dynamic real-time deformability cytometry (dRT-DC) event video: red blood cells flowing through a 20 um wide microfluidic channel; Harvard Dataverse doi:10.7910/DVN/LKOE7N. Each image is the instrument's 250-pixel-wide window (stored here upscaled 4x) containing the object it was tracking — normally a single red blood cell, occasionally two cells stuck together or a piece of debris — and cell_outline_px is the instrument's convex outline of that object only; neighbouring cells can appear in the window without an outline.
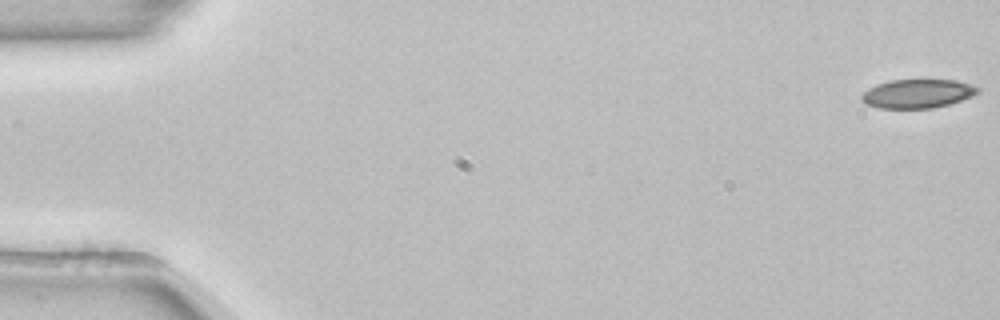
{"species": "common noctule bat (a hibernating species)", "species_latin": "Nyctalus noctula", "temperature_condition": "room temperature", "stored_images_in_passage": 54, "camera_frame_rate_fps": 3000, "um_per_image_px": 0.085, "animal": {"sex": "female", "body_mass_g": 22.7, "forearm_length_mm": 54.2}, "frame": {"image": 1, "passage_image": 1, "time_ms": 0.0, "image_size_px": [1000, 320], "cell_outline_px": [[980, 92], [972, 96], [948, 104], [932, 108], [880, 108], [868, 104], [860, 96], [868, 88], [876, 84], [892, 80], [956, 80], [980, 88]], "centroid_in_image_um": [78.0, 7.95], "position_along_channel_um": 7.0, "area_um2": 19.25}}
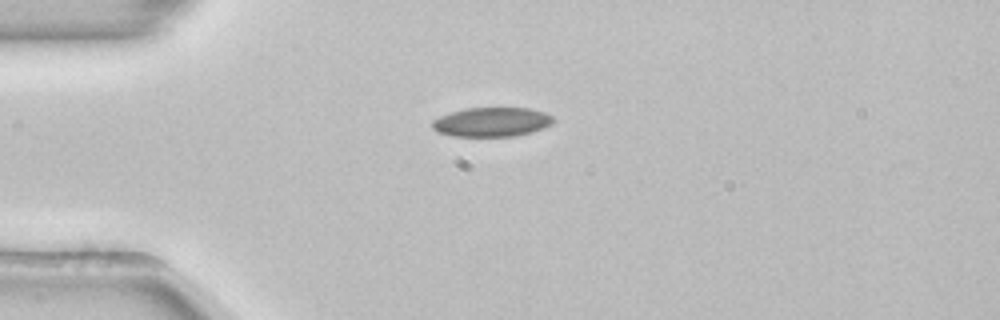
{"frame": {"image": 2, "passage_image": 14, "time_ms": 4.333, "image_size_px": [1000, 320], "cell_outline_px": [[552, 120], [548, 124], [532, 132], [516, 136], [452, 136], [436, 132], [432, 128], [432, 120], [440, 116], [452, 112], [468, 108], [528, 108], [544, 112], [552, 116]], "centroid_in_image_um": [41.73, 10.37], "position_along_channel_um": 43.3, "area_um2": 20.4}}
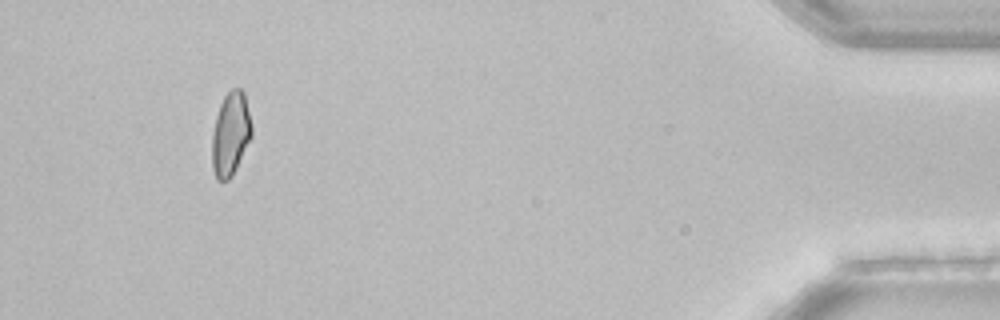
{"frame": {"image": 3, "passage_image": 50, "time_ms": 16.333, "image_size_px": [1000, 320], "cell_outline_px": [[252, 136], [232, 176], [228, 180], [216, 180], [212, 168], [212, 132], [216, 116], [220, 104], [224, 96], [232, 88], [240, 88], [244, 92], [252, 124]], "centroid_in_image_um": [19.59, 11.38], "position_along_channel_um": 415.6, "area_um2": 19.42}}